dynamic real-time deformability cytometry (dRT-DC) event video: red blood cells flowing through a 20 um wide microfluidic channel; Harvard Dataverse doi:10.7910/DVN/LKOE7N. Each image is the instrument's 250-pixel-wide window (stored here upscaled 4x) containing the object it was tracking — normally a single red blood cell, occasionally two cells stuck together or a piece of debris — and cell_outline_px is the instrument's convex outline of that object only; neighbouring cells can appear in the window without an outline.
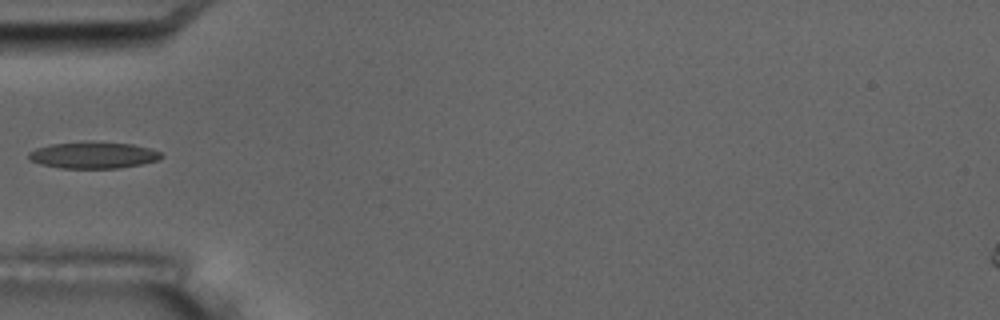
{"species": "common noctule bat (a hibernating species)", "species_latin": "Nyctalus noctula", "temperature_condition": "room temperature", "stored_images_in_passage": 5, "camera_frame_rate_fps": 3000, "um_per_image_px": 0.085, "animal": {"sex": "male", "body_mass_g": 17.5, "forearm_length_mm": 52.3}, "frame": {"image": 1, "passage_image": 5, "time_ms": 4.333, "image_size_px": [1000, 320], "cell_outline_px": [[164, 156], [160, 160], [120, 168], [60, 168], [40, 164], [28, 160], [28, 152], [36, 148], [52, 144], [84, 140], [132, 144], [148, 148], [160, 152]], "centroid_in_image_um": [7.9, 13.17], "position_along_channel_um": 77.1, "area_um2": 20.87}}